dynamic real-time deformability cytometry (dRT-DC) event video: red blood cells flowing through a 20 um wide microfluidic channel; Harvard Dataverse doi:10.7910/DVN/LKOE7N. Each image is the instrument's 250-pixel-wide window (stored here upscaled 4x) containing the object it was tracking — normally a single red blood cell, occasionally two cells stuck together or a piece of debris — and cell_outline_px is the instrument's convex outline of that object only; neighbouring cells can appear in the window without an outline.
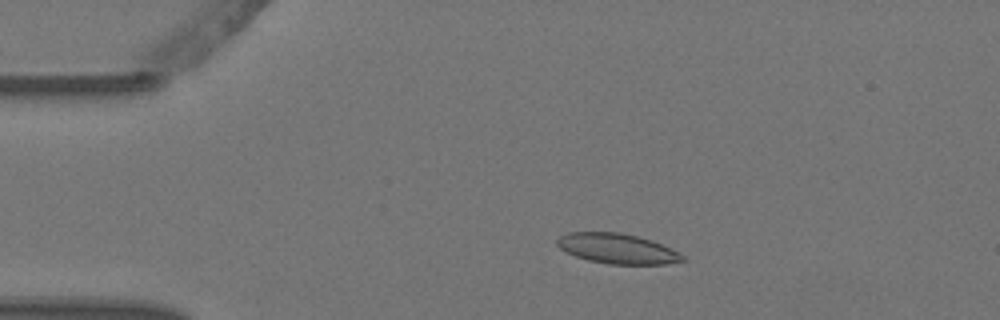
{"species": "Egyptian fruit bat (a non-hibernating species)", "species_latin": "Rousettus aegyptiacus", "temperature_condition": "warm", "stored_images_in_passage": 5, "camera_frame_rate_fps": 3000, "um_per_image_px": 0.085, "animal": {"sex": "female"}, "frame": {"image": 1, "passage_image": 3, "time_ms": 0.667, "image_size_px": [1000, 320], "cell_outline_px": [[688, 260], [668, 264], [608, 264], [588, 260], [576, 256], [560, 248], [556, 244], [556, 240], [560, 236], [568, 232], [620, 232], [652, 240], [672, 248], [684, 256]], "centroid_in_image_um": [52.5, 21.13], "position_along_channel_um": 32.5, "area_um2": 22.08}}